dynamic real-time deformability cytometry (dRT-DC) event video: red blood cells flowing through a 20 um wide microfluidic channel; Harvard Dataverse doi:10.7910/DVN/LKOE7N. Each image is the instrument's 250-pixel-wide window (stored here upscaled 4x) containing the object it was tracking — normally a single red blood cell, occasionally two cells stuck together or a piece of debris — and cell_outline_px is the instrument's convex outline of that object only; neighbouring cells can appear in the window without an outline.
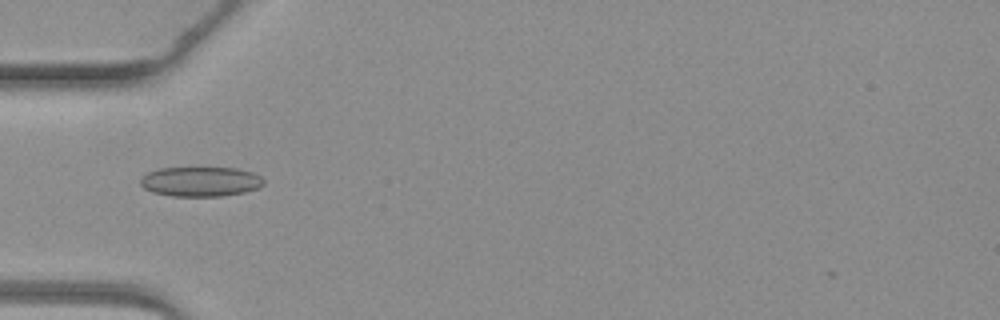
{"species": "common noctule bat (a hibernating species)", "species_latin": "Nyctalus noctula", "temperature_condition": "warm", "stored_images_in_passage": 5, "camera_frame_rate_fps": 3000, "um_per_image_px": 0.085, "animal": {"sex": "female", "body_mass_g": 19.3, "forearm_length_mm": 54.1}, "frame": {"image": 1, "passage_image": 5, "time_ms": 5.0, "image_size_px": [1000, 320], "cell_outline_px": [[264, 184], [260, 188], [244, 192], [220, 196], [172, 196], [152, 192], [144, 188], [140, 184], [140, 180], [148, 172], [160, 168], [236, 168], [252, 172], [260, 176], [264, 180]], "centroid_in_image_um": [17.06, 15.44], "position_along_channel_um": 67.9, "area_um2": 21.33}}